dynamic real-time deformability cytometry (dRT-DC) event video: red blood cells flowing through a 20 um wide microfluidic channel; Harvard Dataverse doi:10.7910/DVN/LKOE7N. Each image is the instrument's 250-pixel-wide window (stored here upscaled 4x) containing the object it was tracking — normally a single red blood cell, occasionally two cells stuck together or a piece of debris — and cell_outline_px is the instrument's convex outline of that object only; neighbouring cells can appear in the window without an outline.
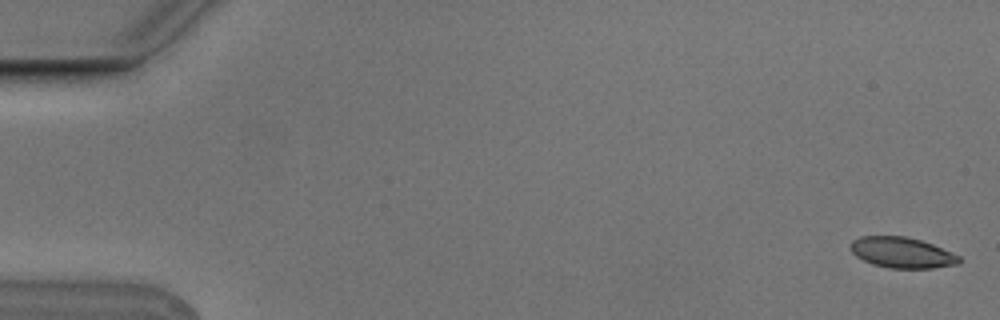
{"species": "Egyptian fruit bat (a non-hibernating species)", "species_latin": "Rousettus aegyptiacus", "temperature_condition": "cold", "stored_images_in_passage": 8, "camera_frame_rate_fps": 3000, "um_per_image_px": 0.085, "animal": {"sex": "male"}, "frame": {"image": 1, "passage_image": 1, "time_ms": 0.0, "image_size_px": [1000, 320], "cell_outline_px": [[960, 264], [932, 268], [888, 268], [872, 264], [856, 256], [848, 248], [852, 240], [860, 236], [904, 236], [920, 240], [932, 244], [960, 256]], "centroid_in_image_um": [76.64, 21.47], "position_along_channel_um": 8.4, "area_um2": 19.48}}
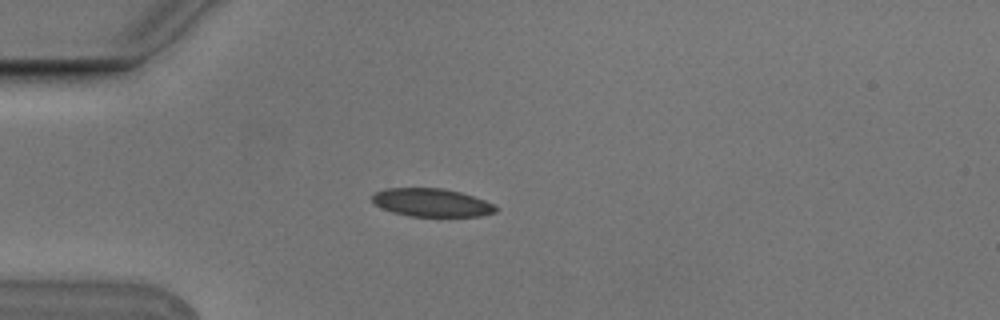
{"frame": {"image": 2, "passage_image": 5, "time_ms": 1.333, "image_size_px": [1000, 320], "cell_outline_px": [[496, 212], [480, 216], [408, 216], [392, 212], [376, 204], [372, 200], [372, 196], [376, 192], [384, 188], [440, 188], [460, 192], [484, 200], [492, 204], [496, 208]], "centroid_in_image_um": [36.67, 17.22], "position_along_channel_um": 48.3, "area_um2": 20.0}}
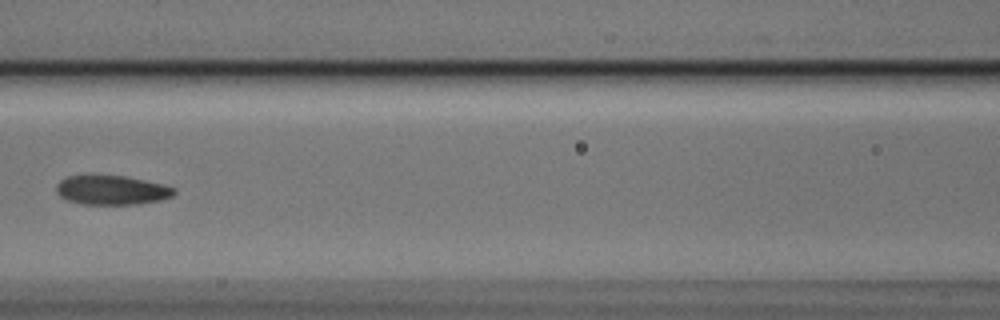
{"frame": {"image": 3, "passage_image": 8, "time_ms": 2.333, "image_size_px": [1000, 320], "cell_outline_px": [[176, 192], [172, 196], [160, 200], [136, 204], [80, 204], [68, 200], [60, 196], [56, 192], [56, 184], [60, 180], [68, 176], [124, 176], [164, 184], [176, 188]], "centroid_in_image_um": [9.5, 16.16], "position_along_channel_um": 157.1, "area_um2": 20.0}}